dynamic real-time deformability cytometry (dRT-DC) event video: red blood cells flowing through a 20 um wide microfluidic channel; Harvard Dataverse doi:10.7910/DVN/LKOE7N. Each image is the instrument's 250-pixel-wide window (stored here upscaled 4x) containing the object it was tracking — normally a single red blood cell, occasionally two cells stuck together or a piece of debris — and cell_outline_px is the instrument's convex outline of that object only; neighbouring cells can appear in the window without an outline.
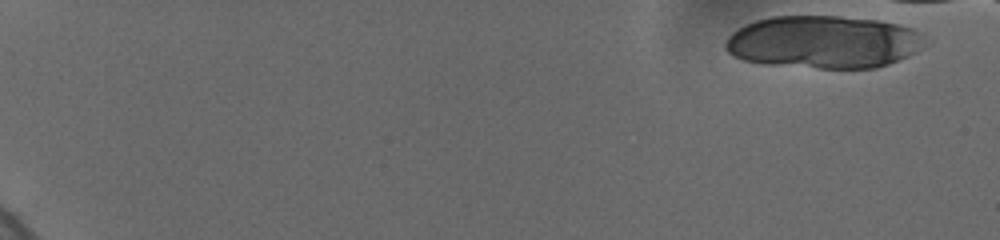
{"species": "human", "species_latin": "Homo sapiens", "temperature_condition": "cold", "stored_images_in_passage": 10, "camera_frame_rate_fps": 3000, "um_per_image_px": 0.085, "donor": {"sex": "female"}, "frame": {"image": 1, "passage_image": 1, "time_ms": 0.0, "image_size_px": [1000, 240], "cell_outline_px": [[916, 32], [912, 52], [888, 64], [876, 68], [820, 68], [768, 64], [744, 60], [728, 52], [724, 48], [724, 44], [728, 36], [732, 32], [744, 24], [756, 20], [772, 16], [840, 16], [876, 20], [896, 24], [912, 28]], "centroid_in_image_um": [69.8, 3.56], "position_along_channel_um": 15.2, "area_um2": 59.82}}
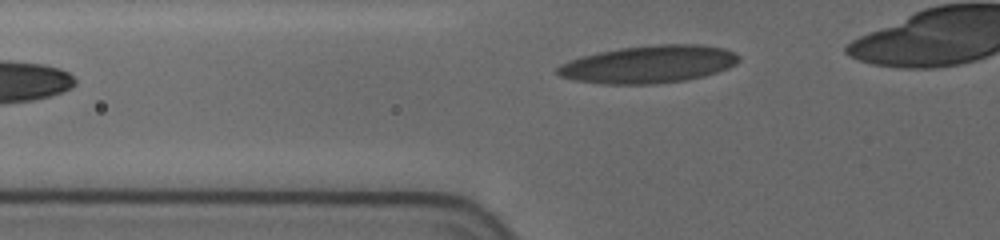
{"frame": {"image": 2, "passage_image": 10, "time_ms": 8.667, "image_size_px": [1000, 240], "cell_outline_px": [[740, 60], [736, 64], [728, 68], [704, 76], [684, 80], [652, 84], [604, 84], [576, 80], [560, 76], [556, 72], [556, 68], [560, 64], [568, 60], [600, 52], [620, 48], [656, 44], [700, 44], [724, 48], [736, 52], [740, 56]], "centroid_in_image_um": [55.17, 5.45], "position_along_channel_um": 70.6, "area_um2": 39.71}}